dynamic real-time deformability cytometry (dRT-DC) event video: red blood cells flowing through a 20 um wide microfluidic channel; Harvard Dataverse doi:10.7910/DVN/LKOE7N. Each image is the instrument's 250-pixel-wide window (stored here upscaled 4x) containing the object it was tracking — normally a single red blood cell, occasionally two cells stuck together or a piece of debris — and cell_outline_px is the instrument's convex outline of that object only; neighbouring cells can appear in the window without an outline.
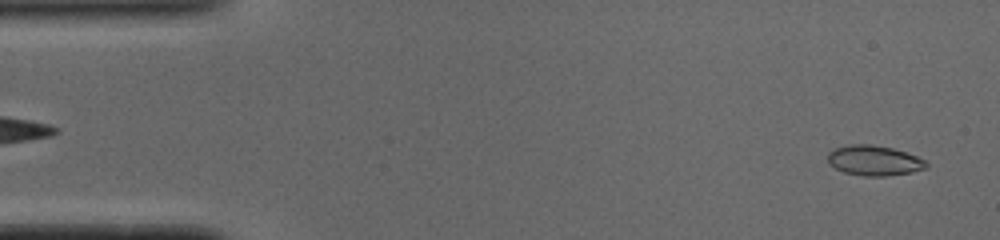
{"species": "common noctule bat (a hibernating species)", "species_latin": "Nyctalus noctula", "temperature_condition": "cold", "stored_images_in_passage": 50, "camera_frame_rate_fps": 3000, "um_per_image_px": 0.085, "animal": {"sex": "male", "body_mass_g": 19.0, "forearm_length_mm": 50.8}, "frame": {"image": 1, "passage_image": 2, "time_ms": 0.333, "image_size_px": [1000, 240], "cell_outline_px": [[928, 164], [924, 168], [912, 172], [888, 176], [864, 176], [844, 172], [836, 168], [828, 160], [828, 152], [836, 148], [848, 144], [872, 144], [892, 148], [916, 156], [924, 160]], "centroid_in_image_um": [74.29, 13.64], "position_along_channel_um": 10.7, "area_um2": 17.11}}
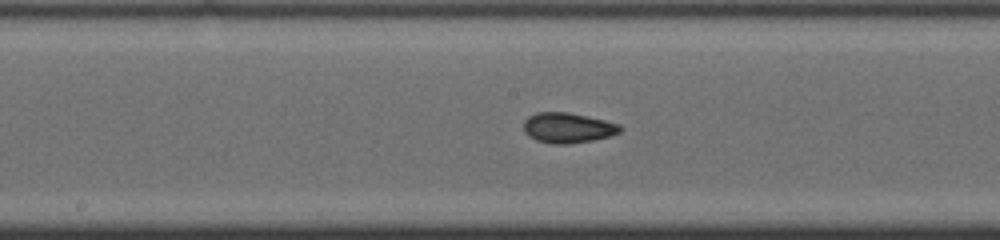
{"frame": {"image": 2, "passage_image": 25, "time_ms": 8.0, "image_size_px": [1000, 240], "cell_outline_px": [[624, 128], [620, 132], [608, 136], [592, 140], [568, 144], [552, 144], [536, 140], [528, 136], [524, 132], [524, 120], [528, 116], [536, 112], [568, 112], [604, 120], [620, 124]], "centroid_in_image_um": [48.24, 10.86], "position_along_channel_um": 200.0, "area_um2": 17.05}}
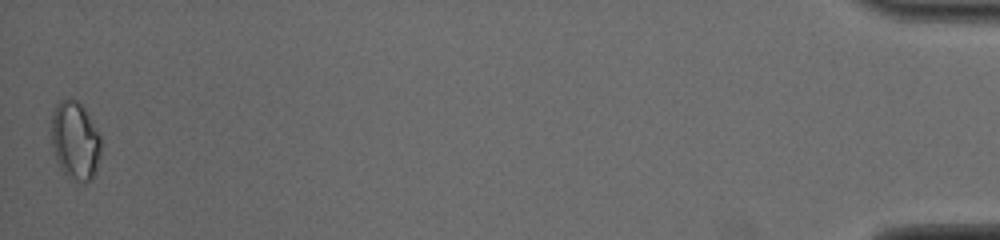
{"frame": {"image": 3, "passage_image": 50, "time_ms": 16.333, "image_size_px": [1000, 240], "cell_outline_px": [[100, 156], [96, 168], [92, 176], [88, 180], [80, 180], [64, 172], [60, 168], [56, 160], [52, 144], [52, 112], [56, 104], [60, 100], [72, 96], [84, 108], [100, 136]], "centroid_in_image_um": [6.37, 11.86], "position_along_channel_um": 428.8, "area_um2": 22.08}, "authors_computed_cell_mechanics": {"area_um2": 16.7042, "velocity_mm_per_s": 3.9173, "shape_relaxation_time_tau1_ms": 3.7785, "shape_relaxation_time_tau2_ms": 1.391, "deformation_change_tau1": 0.1191, "deformation_change_tau2": 0.0683}}